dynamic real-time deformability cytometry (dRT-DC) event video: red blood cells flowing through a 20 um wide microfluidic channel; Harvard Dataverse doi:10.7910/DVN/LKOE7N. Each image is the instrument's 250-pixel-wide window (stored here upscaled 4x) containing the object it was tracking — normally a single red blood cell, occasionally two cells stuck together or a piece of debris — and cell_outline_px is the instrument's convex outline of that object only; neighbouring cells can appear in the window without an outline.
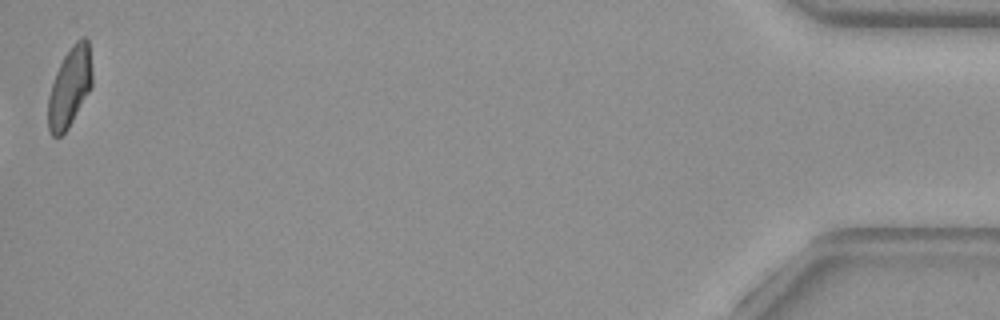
{"species": "common noctule bat (a hibernating species)", "species_latin": "Nyctalus noctula", "temperature_condition": "warm", "stored_images_in_passage": 53, "camera_frame_rate_fps": 3000, "um_per_image_px": 0.085, "animal": {"sex": "female", "body_mass_g": 29.2, "forearm_length_mm": 56.3}, "frame": {"image": 1, "passage_image": 53, "time_ms": 17.333, "image_size_px": [1000, 320], "cell_outline_px": [[92, 84], [88, 92], [68, 128], [60, 136], [52, 136], [48, 128], [48, 96], [56, 72], [64, 56], [72, 44], [76, 40], [84, 36], [88, 40], [92, 72]], "centroid_in_image_um": [5.92, 7.38], "position_along_channel_um": 429.3, "area_um2": 20.17}, "authors_computed_cell_mechanics": {"area_um2": 16.3574, "velocity_mm_per_s": 4.0001, "shape_relaxation_time_tau1_ms": null, "shape_relaxation_time_tau2_ms": 1.3177, "deformation_change_tau1": null, "deformation_change_tau2": 0.0672}}